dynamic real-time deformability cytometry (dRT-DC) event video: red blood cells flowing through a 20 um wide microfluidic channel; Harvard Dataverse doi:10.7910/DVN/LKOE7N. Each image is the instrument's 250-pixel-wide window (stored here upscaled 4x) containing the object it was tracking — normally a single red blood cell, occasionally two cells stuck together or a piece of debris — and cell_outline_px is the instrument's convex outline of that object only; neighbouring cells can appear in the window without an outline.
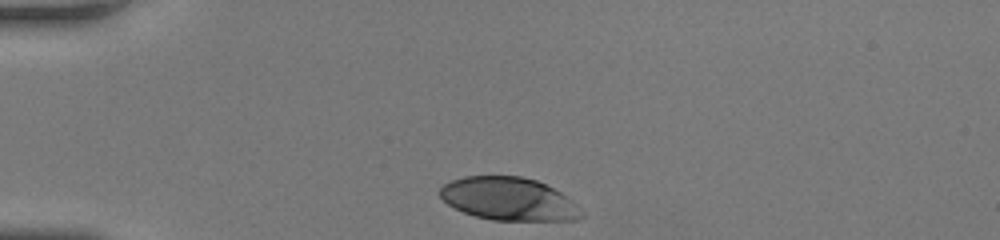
{"species": "human", "species_latin": "Homo sapiens", "temperature_condition": "room temperature", "stored_images_in_passage": 29, "camera_frame_rate_fps": 3000, "um_per_image_px": 0.085, "donor": {"sex": "female"}, "frame": {"image": 1, "passage_image": 1, "time_ms": 0.0, "image_size_px": [1000, 240], "cell_outline_px": [[584, 216], [576, 220], [492, 220], [476, 216], [464, 212], [448, 204], [440, 196], [440, 188], [444, 184], [452, 180], [464, 176], [520, 176], [536, 180], [560, 192], [572, 200], [584, 212]], "centroid_in_image_um": [43.26, 16.91], "position_along_channel_um": 41.7, "area_um2": 35.26}}
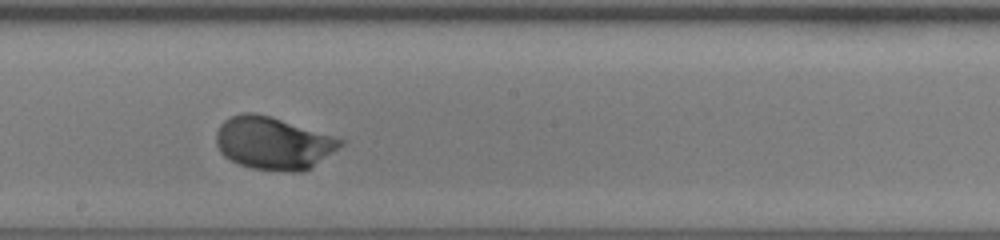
{"frame": {"image": 2, "passage_image": 17, "time_ms": 5.333, "image_size_px": [1000, 240], "cell_outline_px": [[344, 144], [304, 172], [292, 172], [252, 168], [240, 164], [224, 156], [220, 152], [216, 144], [216, 132], [220, 124], [228, 116], [240, 112], [252, 112], [268, 116], [332, 136], [344, 140]], "centroid_in_image_um": [23.17, 12.17], "position_along_channel_um": 225.0, "area_um2": 37.69}}
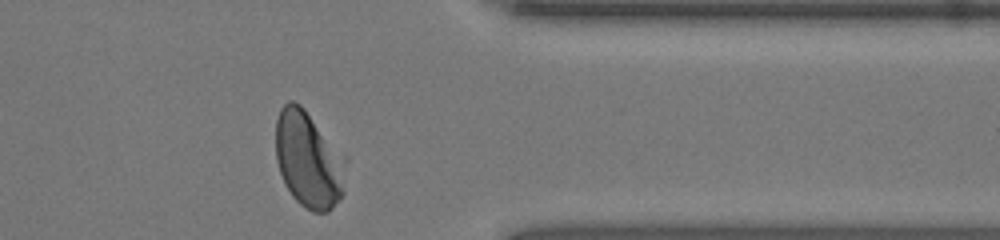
{"frame": {"image": 3, "passage_image": 29, "time_ms": 9.333, "image_size_px": [1000, 240], "cell_outline_px": [[344, 192], [332, 208], [328, 212], [312, 212], [300, 204], [292, 196], [280, 172], [276, 160], [276, 120], [280, 108], [288, 100], [292, 100], [300, 104], [304, 108], [336, 160]], "centroid_in_image_um": [26.02, 13.62], "position_along_channel_um": 385.4, "area_um2": 35.95}, "authors_computed_cell_mechanics": {"area_um2": 36.9342, "velocity_mm_per_s": 4.2131, "shape_relaxation_time_tau1_ms": 1.7434, "shape_relaxation_time_tau2_ms": null, "deformation_change_tau1": 0.1704, "deformation_change_tau2": null}}